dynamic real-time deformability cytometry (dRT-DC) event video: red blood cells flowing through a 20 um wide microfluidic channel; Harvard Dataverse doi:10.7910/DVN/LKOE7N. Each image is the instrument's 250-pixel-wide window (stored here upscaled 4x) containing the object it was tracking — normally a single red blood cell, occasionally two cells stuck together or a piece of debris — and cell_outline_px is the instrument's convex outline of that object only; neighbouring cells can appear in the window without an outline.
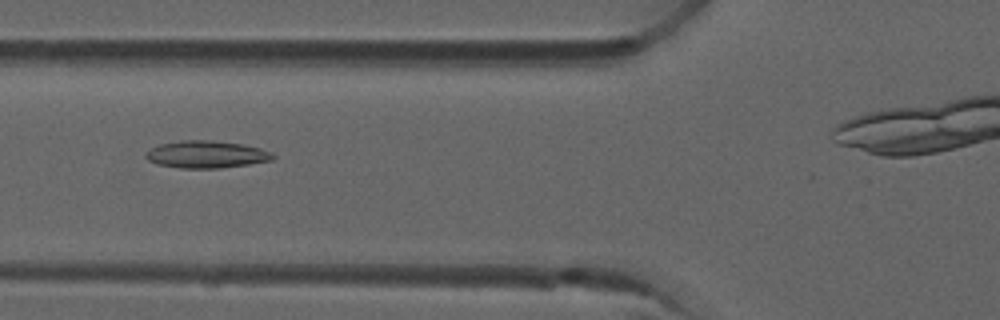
{"species": "common noctule bat (a hibernating species)", "species_latin": "Nyctalus noctula", "temperature_condition": "room temperature", "stored_images_in_passage": 8, "segment_of_instrument_passage": [1, 2], "camera_frame_rate_fps": 3000, "um_per_image_px": 0.085, "animal": {"sex": "male", "forearm_length_mm": 52.5}, "frame": {"image": 1, "passage_image": 4, "time_ms": 1.0, "image_size_px": [1000, 320], "cell_outline_px": [[276, 156], [272, 160], [248, 164], [220, 168], [180, 168], [156, 164], [148, 160], [144, 156], [144, 152], [160, 144], [180, 140], [212, 140], [244, 144], [260, 148], [272, 152]], "centroid_in_image_um": [17.53, 13.12], "position_along_channel_um": 108.3, "area_um2": 20.35}}
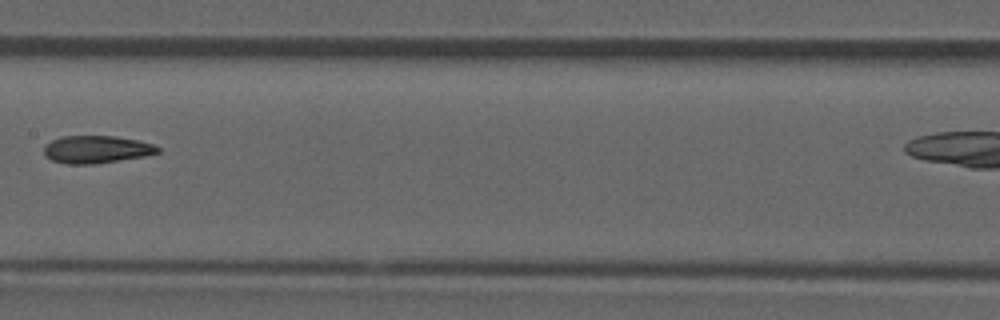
{"frame": {"image": 2, "passage_image": 6, "time_ms": 1.667, "image_size_px": [1000, 320], "cell_outline_px": [[160, 152], [144, 156], [96, 164], [68, 164], [52, 160], [44, 156], [44, 144], [60, 136], [116, 136], [136, 140], [152, 144], [160, 148]], "centroid_in_image_um": [8.16, 12.7], "position_along_channel_um": 199.2, "area_um2": 18.32}}
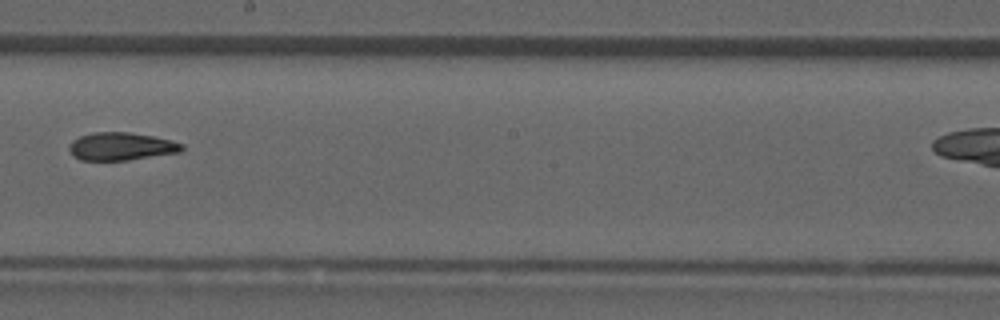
{"frame": {"image": 3, "passage_image": 7, "time_ms": 2.0, "image_size_px": [1000, 320], "cell_outline_px": [[184, 148], [180, 152], [128, 160], [80, 160], [72, 156], [68, 148], [72, 140], [80, 136], [92, 132], [128, 132], [152, 136], [172, 140], [184, 144]], "centroid_in_image_um": [10.28, 12.44], "position_along_channel_um": 237.9, "area_um2": 18.38}}